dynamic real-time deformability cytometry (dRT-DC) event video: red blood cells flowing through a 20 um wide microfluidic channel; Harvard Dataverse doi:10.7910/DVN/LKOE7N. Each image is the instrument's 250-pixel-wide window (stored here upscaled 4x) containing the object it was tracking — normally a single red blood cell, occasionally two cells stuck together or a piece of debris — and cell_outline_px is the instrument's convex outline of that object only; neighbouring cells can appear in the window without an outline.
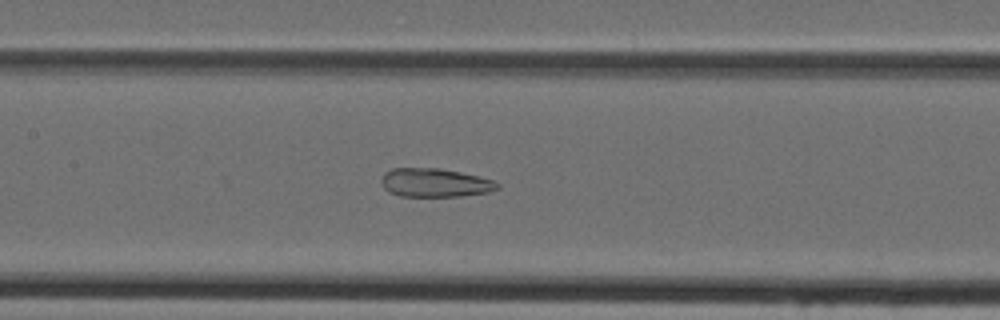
{"species": "Egyptian fruit bat (a non-hibernating species)", "species_latin": "Rousettus aegyptiacus", "temperature_condition": "cold", "stored_images_in_passage": 28, "camera_frame_rate_fps": 3000, "um_per_image_px": 0.085, "animal": {"sex": "female"}, "frame": {"image": 1, "passage_image": 22, "time_ms": 7.0, "image_size_px": [1000, 320], "cell_outline_px": [[500, 188], [488, 192], [460, 196], [400, 196], [388, 192], [380, 184], [380, 180], [384, 172], [392, 168], [440, 168], [460, 172], [492, 180], [500, 184]], "centroid_in_image_um": [36.92, 15.53], "position_along_channel_um": 170.5, "area_um2": 19.42}}
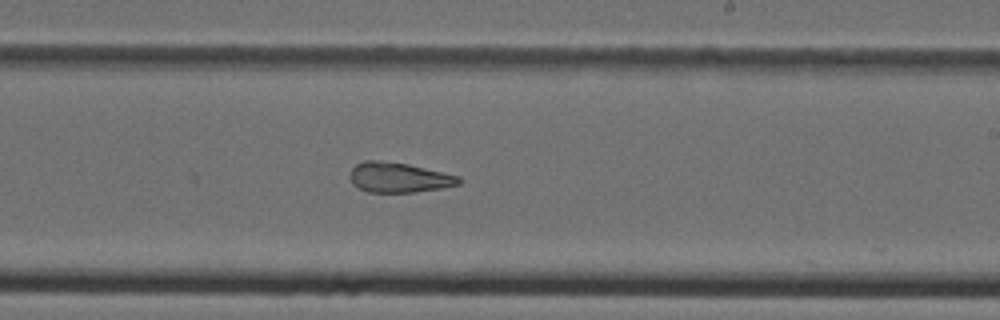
{"frame": {"image": 2, "passage_image": 28, "time_ms": 9.0, "image_size_px": [1000, 320], "cell_outline_px": [[464, 180], [460, 184], [440, 188], [416, 192], [368, 192], [352, 184], [348, 176], [352, 168], [356, 164], [364, 160], [380, 160], [408, 164], [460, 176]], "centroid_in_image_um": [33.89, 15.08], "position_along_channel_um": 255.1, "area_um2": 19.19}}